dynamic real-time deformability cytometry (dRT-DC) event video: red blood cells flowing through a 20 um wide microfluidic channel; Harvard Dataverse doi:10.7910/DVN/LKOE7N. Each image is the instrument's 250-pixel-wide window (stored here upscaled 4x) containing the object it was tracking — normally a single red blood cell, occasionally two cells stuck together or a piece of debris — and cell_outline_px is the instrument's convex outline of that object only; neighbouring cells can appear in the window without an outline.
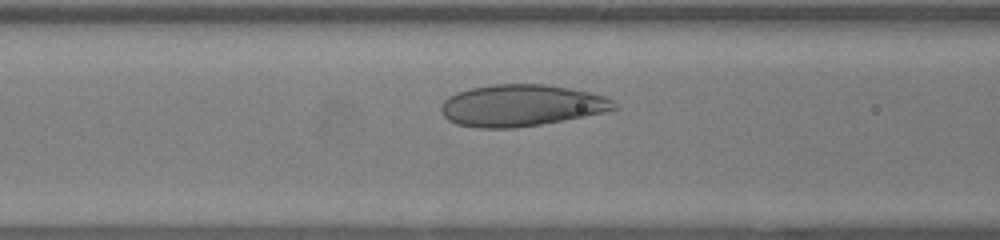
{"species": "human", "species_latin": "Homo sapiens", "temperature_condition": "warm", "stored_images_in_passage": 35, "camera_frame_rate_fps": 3000, "um_per_image_px": 0.085, "donor": {"sex": "female"}, "frame": {"image": 1, "passage_image": 10, "time_ms": 3.0, "image_size_px": [1000, 240], "cell_outline_px": [[616, 108], [604, 112], [584, 116], [540, 124], [516, 128], [480, 128], [456, 124], [448, 120], [444, 116], [440, 108], [440, 104], [448, 96], [456, 92], [472, 88], [492, 84], [544, 84], [568, 88], [588, 92], [604, 96], [612, 100], [616, 104]], "centroid_in_image_um": [44.25, 8.96], "position_along_channel_um": 122.4, "area_um2": 41.85}}
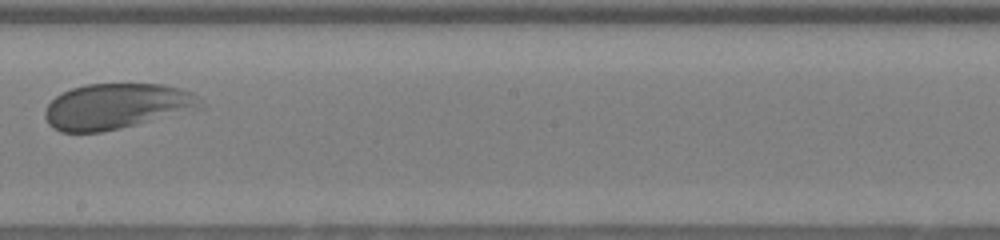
{"frame": {"image": 2, "passage_image": 17, "time_ms": 5.333, "image_size_px": [1000, 240], "cell_outline_px": [[208, 104], [204, 108], [120, 128], [100, 132], [60, 132], [52, 128], [48, 124], [44, 116], [44, 112], [48, 104], [56, 96], [72, 88], [84, 84], [164, 84], [180, 88], [192, 92], [200, 96]], "centroid_in_image_um": [9.97, 9.03], "position_along_channel_um": 238.2, "area_um2": 41.73}}
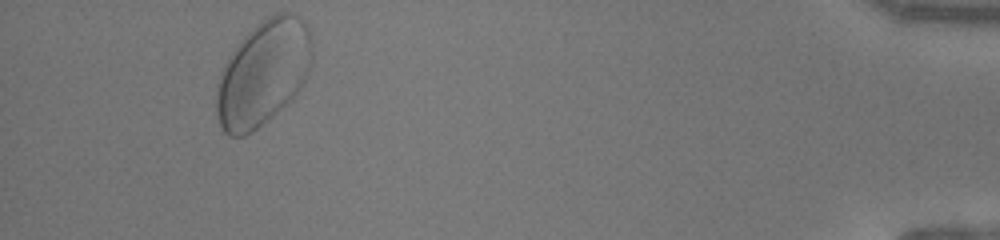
{"frame": {"image": 3, "passage_image": 32, "time_ms": 10.333, "image_size_px": [1000, 240], "cell_outline_px": [[312, 60], [308, 72], [300, 88], [292, 100], [252, 132], [244, 136], [228, 136], [224, 132], [220, 124], [216, 112], [216, 84], [228, 56], [240, 40], [248, 32], [268, 16], [276, 12], [292, 12], [300, 16], [304, 20], [312, 44]], "centroid_in_image_um": [22.36, 6.21], "position_along_channel_um": 412.8, "area_um2": 58.78}}